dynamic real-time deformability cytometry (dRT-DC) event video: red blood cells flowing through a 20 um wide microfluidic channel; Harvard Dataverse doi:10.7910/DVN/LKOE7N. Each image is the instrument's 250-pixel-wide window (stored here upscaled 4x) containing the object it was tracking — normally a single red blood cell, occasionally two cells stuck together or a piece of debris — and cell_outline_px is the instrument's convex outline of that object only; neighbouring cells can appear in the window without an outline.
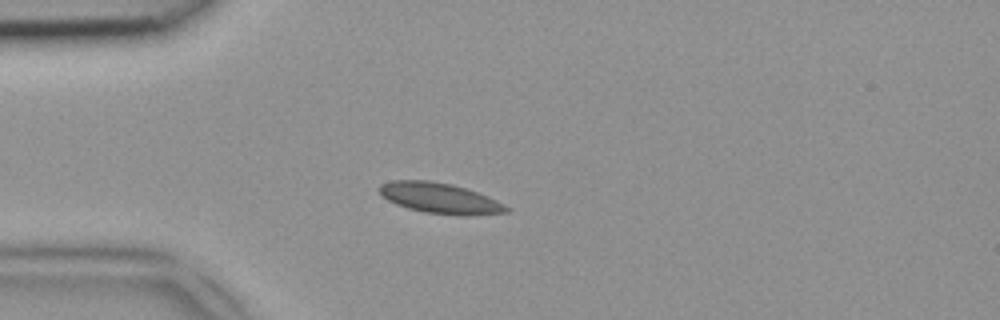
{"species": "common noctule bat (a hibernating species)", "species_latin": "Nyctalus noctula", "temperature_condition": "room temperature", "stored_images_in_passage": 47, "camera_frame_rate_fps": 3000, "um_per_image_px": 0.085, "animal": {"sex": "female", "body_mass_g": 18.4}, "frame": {"image": 1, "passage_image": 12, "time_ms": 3.667, "image_size_px": [1000, 320], "cell_outline_px": [[508, 212], [468, 216], [456, 216], [424, 212], [408, 208], [396, 204], [380, 196], [380, 184], [392, 180], [428, 180], [452, 184], [488, 196], [496, 200], [508, 208]], "centroid_in_image_um": [37.36, 16.85], "position_along_channel_um": 47.6, "area_um2": 22.6}}
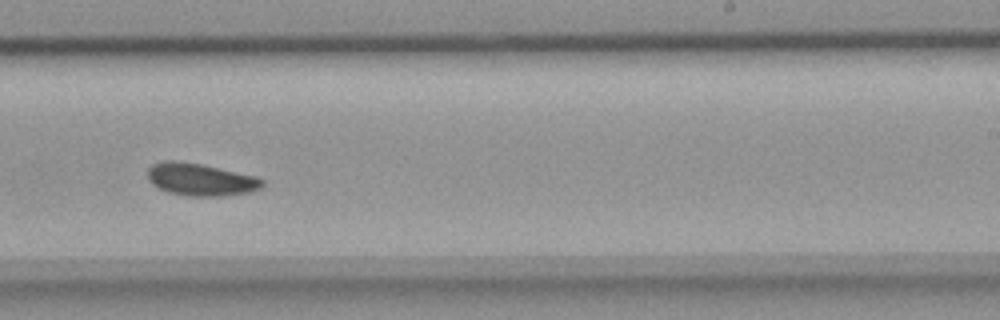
{"frame": {"image": 2, "passage_image": 29, "time_ms": 9.333, "image_size_px": [1000, 320], "cell_outline_px": [[264, 184], [260, 188], [248, 192], [224, 196], [188, 196], [168, 192], [152, 184], [148, 180], [148, 168], [152, 164], [164, 160], [176, 160], [204, 164], [256, 176], [264, 180]], "centroid_in_image_um": [17.04, 15.24], "position_along_channel_um": 272.0, "area_um2": 21.85}}
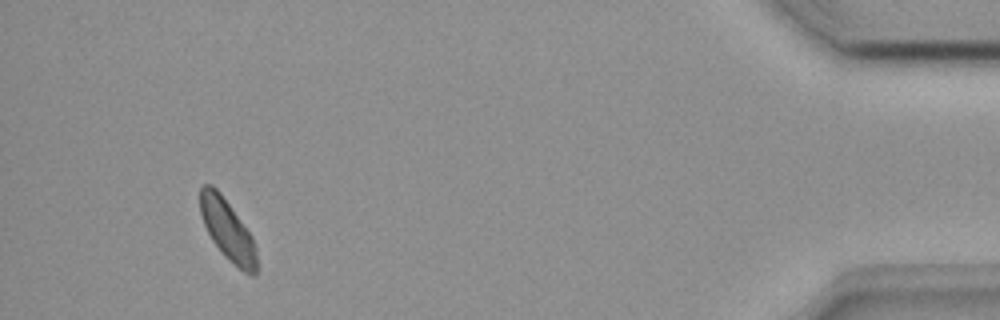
{"frame": {"image": 3, "passage_image": 44, "time_ms": 14.333, "image_size_px": [1000, 320], "cell_outline_px": [[256, 272], [252, 276], [244, 272], [224, 256], [212, 240], [204, 224], [200, 212], [200, 188], [204, 184], [212, 184], [220, 192], [252, 236], [256, 252]], "centroid_in_image_um": [19.32, 19.53], "position_along_channel_um": 415.9, "area_um2": 19.71}}